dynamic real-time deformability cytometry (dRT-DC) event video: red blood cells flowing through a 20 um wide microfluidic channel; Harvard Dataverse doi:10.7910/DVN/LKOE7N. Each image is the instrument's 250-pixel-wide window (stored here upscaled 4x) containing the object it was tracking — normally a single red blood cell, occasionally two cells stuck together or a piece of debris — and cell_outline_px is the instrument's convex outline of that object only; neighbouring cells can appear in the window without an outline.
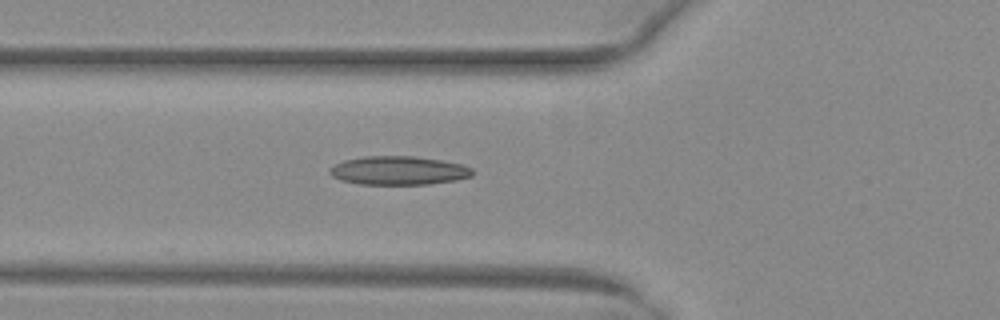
{"species": "common noctule bat (a hibernating species)", "species_latin": "Nyctalus noctula", "temperature_condition": "warm", "stored_images_in_passage": 34, "camera_frame_rate_fps": 3000, "um_per_image_px": 0.085, "animal": {"sex": "female", "body_mass_g": 29.2, "forearm_length_mm": 56.3}, "frame": {"image": 1, "passage_image": 4, "time_ms": 1.0, "image_size_px": [1000, 320], "cell_outline_px": [[472, 176], [456, 180], [428, 184], [360, 184], [340, 180], [332, 176], [328, 172], [328, 168], [344, 160], [364, 156], [416, 156], [440, 160], [460, 164], [472, 168]], "centroid_in_image_um": [33.84, 14.49], "position_along_channel_um": 92.0, "area_um2": 23.81}}
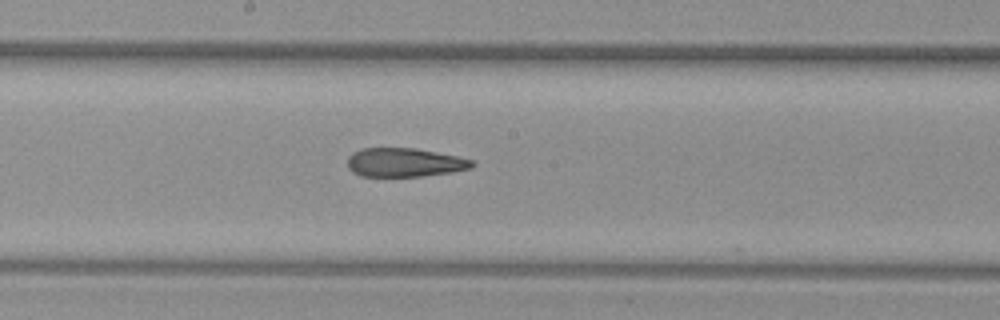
{"frame": {"image": 2, "passage_image": 13, "time_ms": 4.0, "image_size_px": [1000, 320], "cell_outline_px": [[476, 164], [472, 168], [452, 172], [420, 176], [360, 176], [352, 172], [348, 168], [348, 156], [352, 152], [360, 148], [416, 148], [460, 156], [472, 160]], "centroid_in_image_um": [34.39, 13.8], "position_along_channel_um": 213.8, "area_um2": 21.15}}
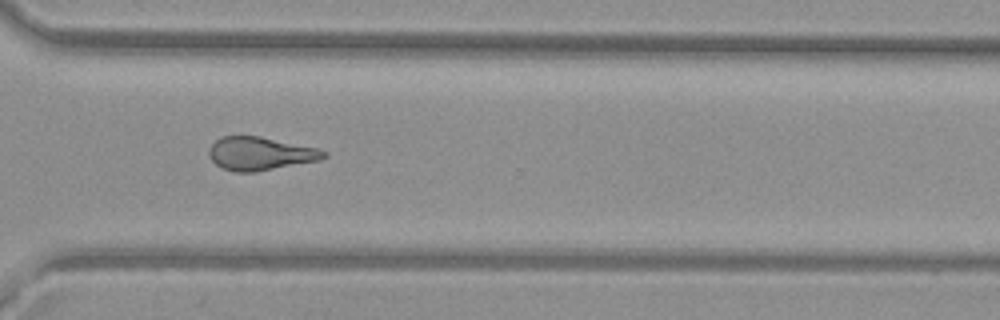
{"frame": {"image": 3, "passage_image": 23, "time_ms": 7.333, "image_size_px": [1000, 320], "cell_outline_px": [[328, 156], [320, 160], [256, 172], [236, 172], [220, 168], [208, 156], [208, 148], [220, 136], [260, 136], [316, 148], [328, 152]], "centroid_in_image_um": [22.09, 13.06], "position_along_channel_um": 348.5, "area_um2": 22.37}}